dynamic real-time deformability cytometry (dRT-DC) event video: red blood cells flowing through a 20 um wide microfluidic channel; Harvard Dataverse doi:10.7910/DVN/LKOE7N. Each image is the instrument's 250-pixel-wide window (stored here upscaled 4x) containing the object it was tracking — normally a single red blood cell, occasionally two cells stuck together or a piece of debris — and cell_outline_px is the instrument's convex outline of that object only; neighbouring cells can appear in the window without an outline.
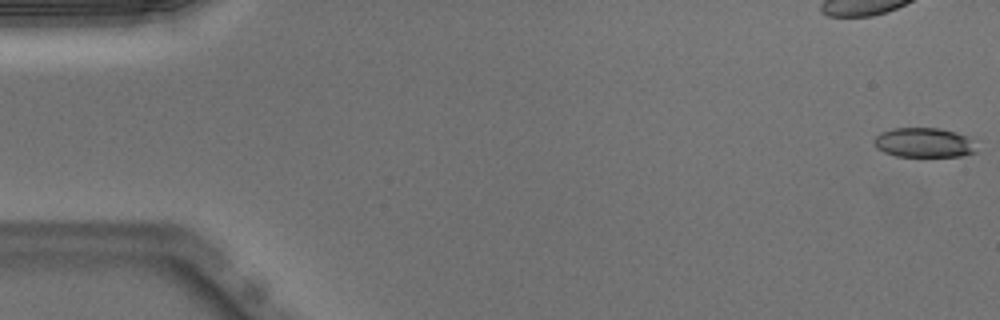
{"species": "Egyptian fruit bat (a non-hibernating species)", "species_latin": "Rousettus aegyptiacus", "temperature_condition": "warm", "stored_images_in_passage": 50, "camera_frame_rate_fps": 3000, "um_per_image_px": 0.085, "animal": {"sex": "male"}, "frame": {"image": 1, "passage_image": 1, "time_ms": 0.0, "image_size_px": [1000, 320], "cell_outline_px": [[976, 152], [960, 156], [896, 156], [884, 152], [876, 148], [872, 140], [880, 132], [892, 128], [940, 128], [956, 132], [968, 136]], "centroid_in_image_um": [78.47, 12.11], "position_along_channel_um": 6.5, "area_um2": 17.63}, "authors_computed_cell_mechanics": {"area_um2": 19.8832, "velocity_mm_per_s": 4.0077, "shape_relaxation_time_tau1_ms": 9.9823, "shape_relaxation_time_tau2_ms": 1.9854, "deformation_change_tau1": 0.2231, "deformation_change_tau2": 0.0913}}